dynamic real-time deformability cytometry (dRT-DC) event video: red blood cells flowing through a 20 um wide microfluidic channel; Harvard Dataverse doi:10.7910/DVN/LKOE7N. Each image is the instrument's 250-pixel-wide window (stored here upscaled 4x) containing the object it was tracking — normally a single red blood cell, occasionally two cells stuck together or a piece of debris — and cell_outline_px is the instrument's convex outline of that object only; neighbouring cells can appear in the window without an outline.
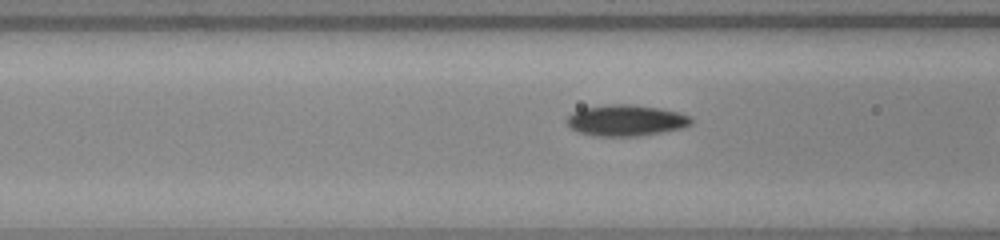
{"species": "common noctule bat (a hibernating species)", "species_latin": "Nyctalus noctula", "temperature_condition": "warm", "stored_images_in_passage": 36, "camera_frame_rate_fps": 3000, "um_per_image_px": 0.085, "animal": {"sex": "female", "body_mass_g": 23.0, "forearm_length_mm": 53.4}, "frame": {"image": 1, "passage_image": 15, "time_ms": 4.667, "image_size_px": [1000, 240], "cell_outline_px": [[692, 124], [680, 128], [660, 132], [636, 136], [600, 136], [580, 132], [572, 128], [568, 124], [568, 116], [572, 112], [580, 108], [612, 104], [632, 104], [660, 108], [676, 112], [688, 116], [692, 120]], "centroid_in_image_um": [53.19, 10.22], "position_along_channel_um": 113.4, "area_um2": 22.2}}
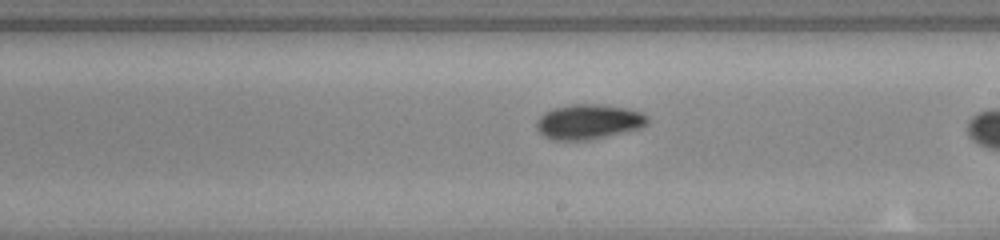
{"frame": {"image": 2, "passage_image": 25, "time_ms": 8.0, "image_size_px": [1000, 240], "cell_outline_px": [[648, 124], [640, 128], [604, 136], [584, 140], [556, 140], [544, 136], [536, 128], [536, 120], [544, 112], [552, 108], [572, 104], [604, 104], [628, 108], [640, 112], [648, 116]], "centroid_in_image_um": [50.01, 10.32], "position_along_channel_um": 239.0, "area_um2": 22.54}}
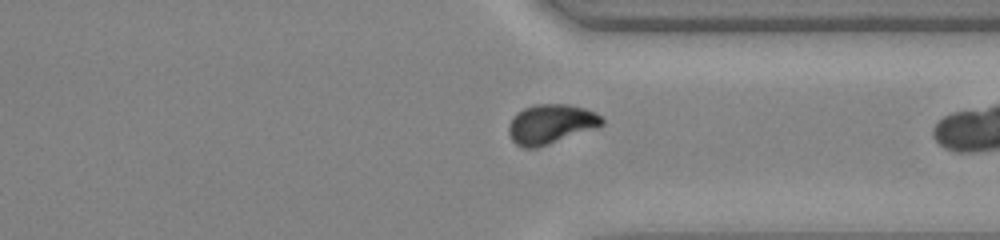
{"frame": {"image": 3, "passage_image": 35, "time_ms": 11.333, "image_size_px": [1000, 240], "cell_outline_px": [[604, 124], [596, 128], [536, 148], [524, 148], [516, 144], [512, 140], [508, 132], [508, 124], [516, 112], [524, 108], [536, 104], [568, 104], [584, 108], [596, 112], [604, 120]], "centroid_in_image_um": [46.8, 10.54], "position_along_channel_um": 364.6, "area_um2": 21.5}}